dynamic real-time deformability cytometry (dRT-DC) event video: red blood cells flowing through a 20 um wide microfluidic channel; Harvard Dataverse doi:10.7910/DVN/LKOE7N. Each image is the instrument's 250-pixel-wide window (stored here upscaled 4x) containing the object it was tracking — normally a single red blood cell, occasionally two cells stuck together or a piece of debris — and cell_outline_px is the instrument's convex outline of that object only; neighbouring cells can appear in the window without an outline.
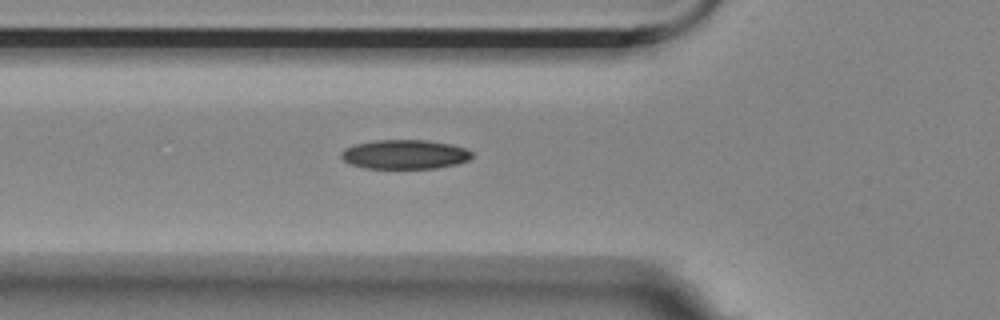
{"species": "Egyptian fruit bat (a non-hibernating species)", "species_latin": "Rousettus aegyptiacus", "temperature_condition": "room temperature", "stored_images_in_passage": 5, "camera_frame_rate_fps": 3000, "um_per_image_px": 0.085, "animal": {"sex": "female"}, "frame": {"image": 1, "passage_image": 5, "time_ms": 5.667, "image_size_px": [1000, 320], "cell_outline_px": [[472, 156], [468, 160], [456, 164], [436, 168], [364, 168], [352, 164], [344, 160], [340, 156], [340, 152], [344, 148], [356, 144], [376, 140], [428, 140], [452, 144], [464, 148], [472, 152]], "centroid_in_image_um": [34.4, 13.12], "position_along_channel_um": 91.4, "area_um2": 22.25}}